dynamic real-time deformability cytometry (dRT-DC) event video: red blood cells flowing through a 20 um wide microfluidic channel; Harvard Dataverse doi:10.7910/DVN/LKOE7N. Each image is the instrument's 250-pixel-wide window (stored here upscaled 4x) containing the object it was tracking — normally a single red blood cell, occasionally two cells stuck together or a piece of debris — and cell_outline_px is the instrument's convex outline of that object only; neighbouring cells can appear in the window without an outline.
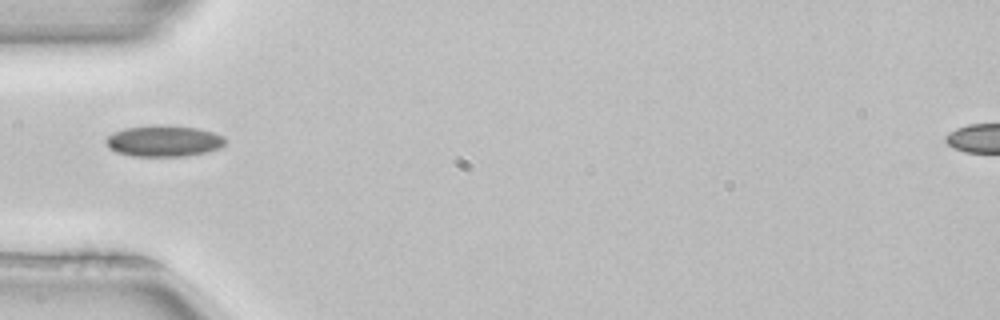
{"species": "common noctule bat (a hibernating species)", "species_latin": "Nyctalus noctula", "temperature_condition": "room temperature", "stored_images_in_passage": 35, "camera_frame_rate_fps": 3000, "um_per_image_px": 0.085, "animal": {"sex": "female", "body_mass_g": 22.7, "forearm_length_mm": 54.2}, "frame": {"image": 1, "passage_image": 1, "time_ms": 0.0, "image_size_px": [1000, 320], "cell_outline_px": [[224, 144], [220, 148], [208, 152], [184, 156], [132, 156], [116, 152], [108, 148], [104, 140], [112, 132], [124, 128], [156, 124], [164, 124], [200, 128], [224, 136]], "centroid_in_image_um": [13.89, 11.97], "position_along_channel_um": 71.1, "area_um2": 22.08}}
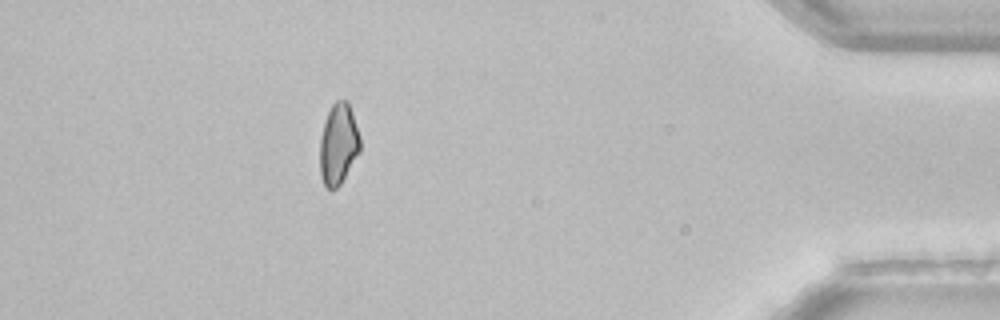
{"frame": {"image": 2, "passage_image": 30, "time_ms": 9.667, "image_size_px": [1000, 320], "cell_outline_px": [[360, 152], [340, 184], [332, 192], [324, 184], [320, 172], [320, 140], [324, 120], [332, 104], [336, 100], [348, 100], [360, 136]], "centroid_in_image_um": [28.76, 12.24], "position_along_channel_um": 406.4, "area_um2": 19.07}, "authors_computed_cell_mechanics": {"area_um2": 19.7098, "velocity_mm_per_s": 3.9948, "shape_relaxation_time_tau1_ms": 7.3214, "shape_relaxation_time_tau2_ms": null, "deformation_change_tau1": 0.1253, "deformation_change_tau2": null}}